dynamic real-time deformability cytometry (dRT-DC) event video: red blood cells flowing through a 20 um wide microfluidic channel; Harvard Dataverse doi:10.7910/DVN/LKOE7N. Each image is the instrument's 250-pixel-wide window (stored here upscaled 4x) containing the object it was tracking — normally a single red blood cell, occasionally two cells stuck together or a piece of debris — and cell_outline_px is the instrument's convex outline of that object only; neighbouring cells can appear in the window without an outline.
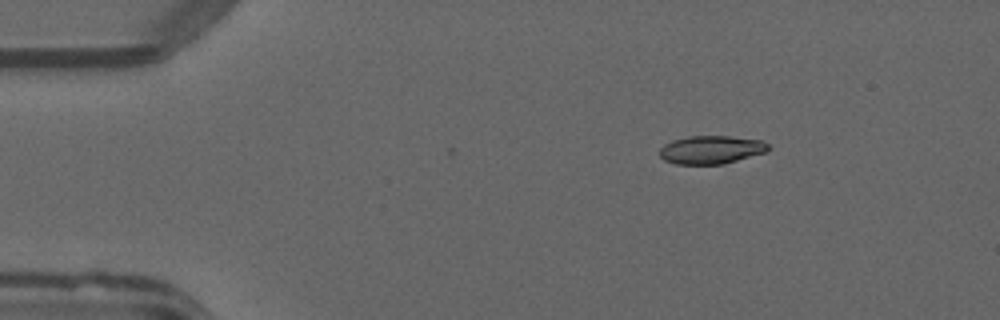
{"species": "common noctule bat (a hibernating species)", "species_latin": "Nyctalus noctula", "temperature_condition": "warm", "stored_images_in_passage": 2, "camera_frame_rate_fps": 3000, "um_per_image_px": 0.085, "animal": {"sex": "male", "forearm_length_mm": 52.5}, "frame": {"image": 1, "passage_image": 2, "time_ms": 0.333, "image_size_px": [1000, 320], "cell_outline_px": [[768, 152], [724, 164], [676, 164], [664, 160], [660, 156], [660, 148], [664, 144], [672, 140], [688, 136], [728, 136], [760, 140], [768, 144]], "centroid_in_image_um": [60.44, 12.73], "position_along_channel_um": 24.6, "area_um2": 17.92}}